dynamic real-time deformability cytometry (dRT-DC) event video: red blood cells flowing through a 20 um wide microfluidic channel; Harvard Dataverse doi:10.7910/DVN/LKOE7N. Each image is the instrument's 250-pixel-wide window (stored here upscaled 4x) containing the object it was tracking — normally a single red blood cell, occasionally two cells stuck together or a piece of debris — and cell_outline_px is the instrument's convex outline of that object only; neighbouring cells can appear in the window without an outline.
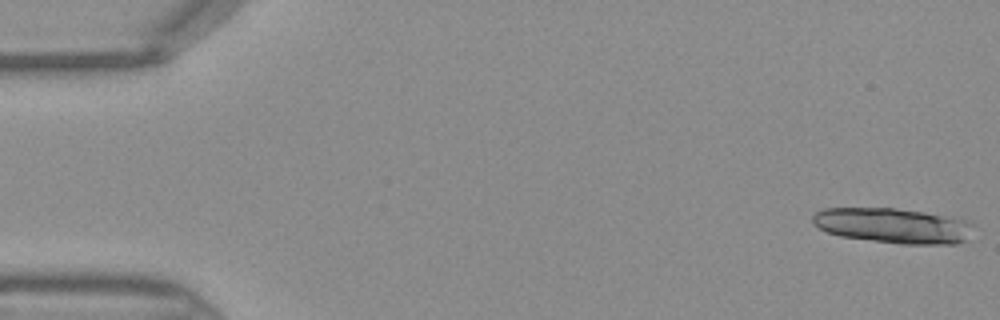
{"species": "Egyptian fruit bat (a non-hibernating species)", "species_latin": "Rousettus aegyptiacus", "temperature_condition": "warm", "stored_images_in_passage": 17, "camera_frame_rate_fps": 3000, "um_per_image_px": 0.085, "frame": {"image": 1, "passage_image": 1, "time_ms": 0.0, "image_size_px": [1000, 320], "cell_outline_px": [[976, 224], [964, 240], [956, 244], [900, 244], [840, 236], [828, 232], [812, 224], [812, 216], [816, 212], [824, 208], [896, 208], [924, 212], [964, 220]], "centroid_in_image_um": [75.89, 19.18], "position_along_channel_um": 9.1, "area_um2": 32.83}}